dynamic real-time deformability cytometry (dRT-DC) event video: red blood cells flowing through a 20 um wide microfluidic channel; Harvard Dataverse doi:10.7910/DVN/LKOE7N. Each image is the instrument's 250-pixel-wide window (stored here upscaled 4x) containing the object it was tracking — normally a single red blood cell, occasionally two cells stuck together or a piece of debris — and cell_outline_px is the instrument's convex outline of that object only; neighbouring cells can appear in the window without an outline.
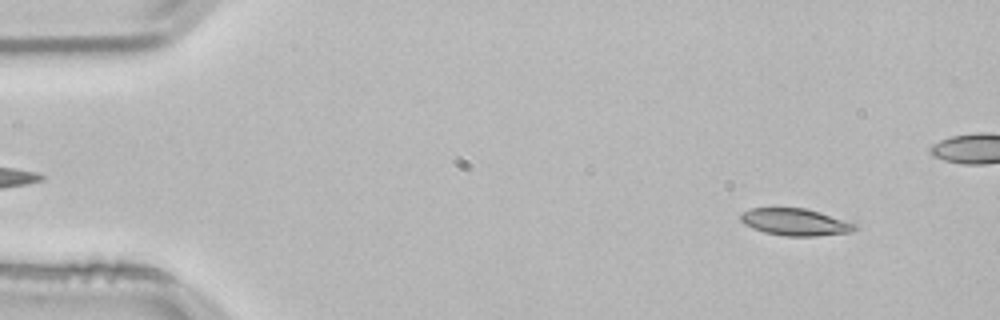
{"species": "common noctule bat (a hibernating species)", "species_latin": "Nyctalus noctula", "temperature_condition": "room temperature", "stored_images_in_passage": 53, "camera_frame_rate_fps": 3000, "um_per_image_px": 0.085, "animal": {"sex": "male", "body_mass_g": 21.5, "forearm_length_mm": 52.0}, "frame": {"image": 1, "passage_image": 4, "time_ms": 1.0, "image_size_px": [1000, 320], "cell_outline_px": [[856, 228], [852, 232], [816, 236], [784, 236], [764, 232], [752, 228], [744, 224], [740, 220], [740, 216], [744, 212], [752, 208], [804, 208], [820, 212], [856, 224]], "centroid_in_image_um": [67.58, 18.88], "position_along_channel_um": 17.4, "area_um2": 17.86}}
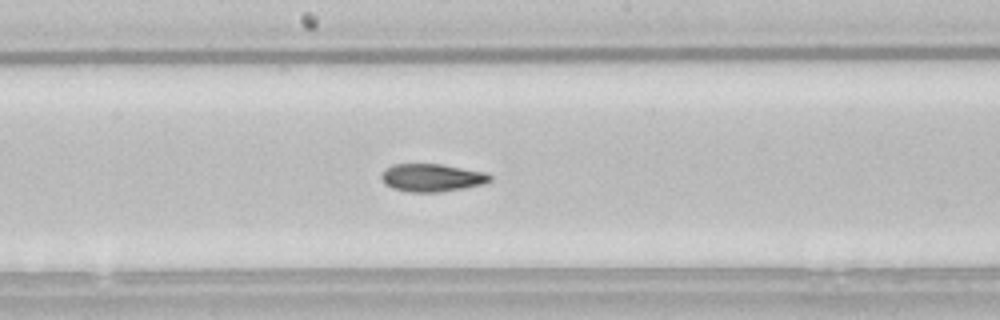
{"frame": {"image": 2, "passage_image": 27, "time_ms": 8.667, "image_size_px": [1000, 320], "cell_outline_px": [[492, 180], [484, 184], [464, 188], [440, 192], [412, 192], [392, 188], [380, 176], [392, 164], [440, 164], [484, 172], [492, 176]], "centroid_in_image_um": [36.76, 15.1], "position_along_channel_um": 211.4, "area_um2": 17.34}}
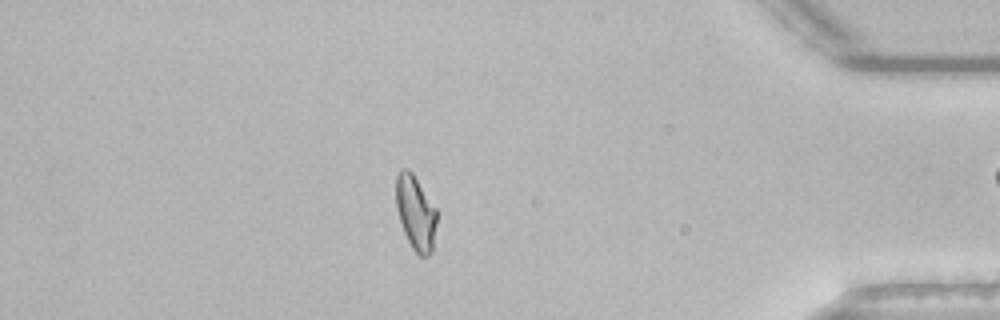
{"frame": {"image": 3, "passage_image": 45, "time_ms": 14.667, "image_size_px": [1000, 320], "cell_outline_px": [[436, 224], [432, 252], [428, 256], [420, 256], [412, 248], [404, 232], [396, 208], [396, 176], [400, 168], [408, 168], [412, 172], [436, 208]], "centroid_in_image_um": [35.32, 18.06], "position_along_channel_um": 399.9, "area_um2": 17.63}, "authors_computed_cell_mechanics": {"area_um2": 17.7446, "velocity_mm_per_s": 3.803, "shape_relaxation_time_tau1_ms": 7.1736, "shape_relaxation_time_tau2_ms": 2.7177, "deformation_change_tau1": 0.1786, "deformation_change_tau2": 0.0915}}